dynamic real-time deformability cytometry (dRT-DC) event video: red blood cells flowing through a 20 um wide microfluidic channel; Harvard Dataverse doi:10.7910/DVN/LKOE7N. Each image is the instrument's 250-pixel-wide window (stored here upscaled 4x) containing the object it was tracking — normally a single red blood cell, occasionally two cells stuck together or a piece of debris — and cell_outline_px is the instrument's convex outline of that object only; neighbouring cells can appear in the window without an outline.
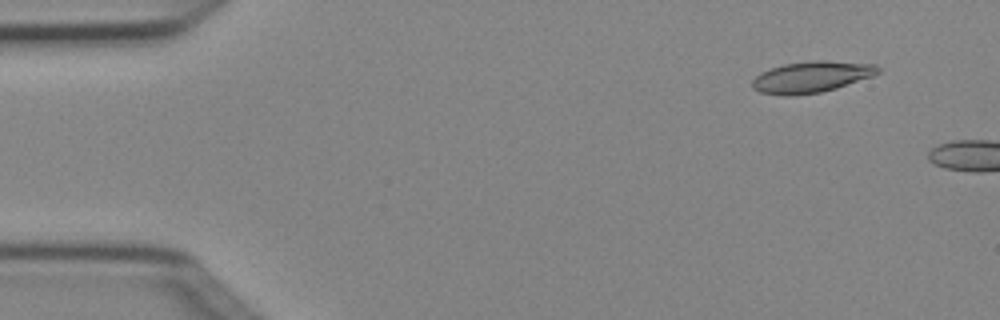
{"species": "Egyptian fruit bat (a non-hibernating species)", "species_latin": "Rousettus aegyptiacus", "temperature_condition": "cold", "stored_images_in_passage": 2, "camera_frame_rate_fps": 3000, "um_per_image_px": 0.085, "animal": {"sex": "female"}, "frame": {"image": 1, "passage_image": 1, "time_ms": 0.0, "image_size_px": [1000, 320], "cell_outline_px": [[880, 72], [872, 76], [836, 88], [820, 92], [792, 96], [784, 96], [760, 92], [752, 88], [752, 80], [760, 72], [784, 64], [812, 60], [824, 60], [876, 64], [880, 68]], "centroid_in_image_um": [68.96, 6.54], "position_along_channel_um": 16.0, "area_um2": 22.95}}